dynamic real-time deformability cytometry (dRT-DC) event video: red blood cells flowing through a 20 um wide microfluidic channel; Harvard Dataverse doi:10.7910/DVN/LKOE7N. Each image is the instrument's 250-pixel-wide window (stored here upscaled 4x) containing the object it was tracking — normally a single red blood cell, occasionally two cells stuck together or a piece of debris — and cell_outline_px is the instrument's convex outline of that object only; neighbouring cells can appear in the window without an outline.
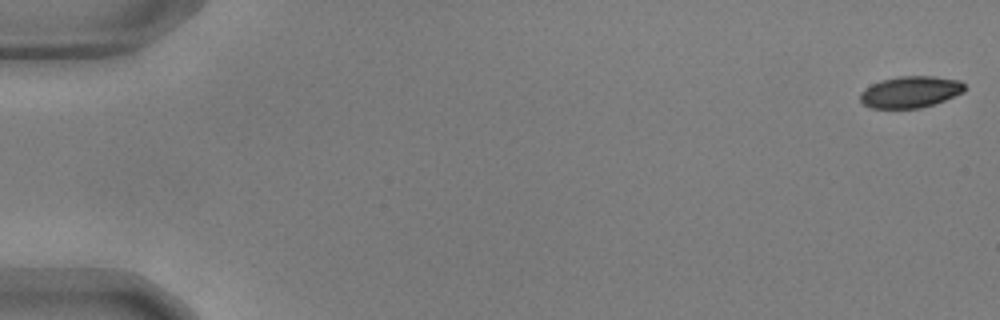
{"species": "common noctule bat (a hibernating species)", "species_latin": "Nyctalus noctula", "temperature_condition": "warm", "stored_images_in_passage": 56, "camera_frame_rate_fps": 3000, "um_per_image_px": 0.085, "animal": {"sex": "male", "body_mass_g": 17.9, "forearm_length_mm": 54.2}, "frame": {"image": 1, "passage_image": 1, "time_ms": 0.0, "image_size_px": [1000, 320], "cell_outline_px": [[964, 92], [944, 100], [920, 108], [872, 108], [864, 104], [860, 100], [860, 92], [872, 84], [880, 80], [900, 76], [932, 76], [960, 80], [964, 84]], "centroid_in_image_um": [77.37, 7.81], "position_along_channel_um": 7.6, "area_um2": 19.07}}
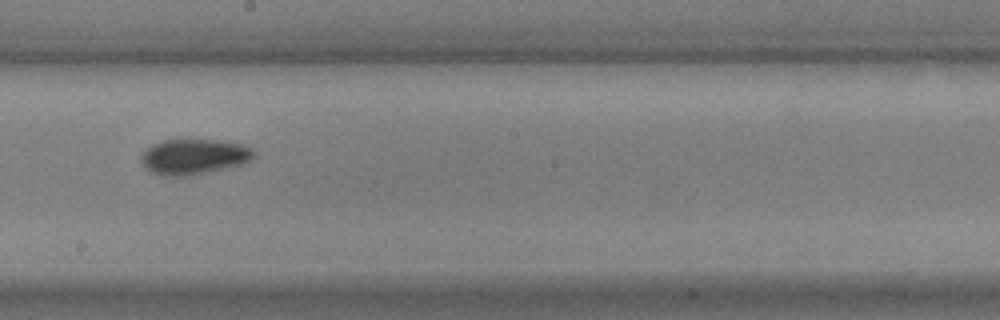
{"frame": {"image": 2, "passage_image": 32, "time_ms": 10.333, "image_size_px": [1000, 320], "cell_outline_px": [[256, 156], [240, 164], [188, 176], [164, 176], [152, 172], [140, 160], [140, 156], [152, 144], [160, 140], [216, 140], [240, 144], [252, 148]], "centroid_in_image_um": [16.45, 13.31], "position_along_channel_um": 231.7, "area_um2": 22.83}}
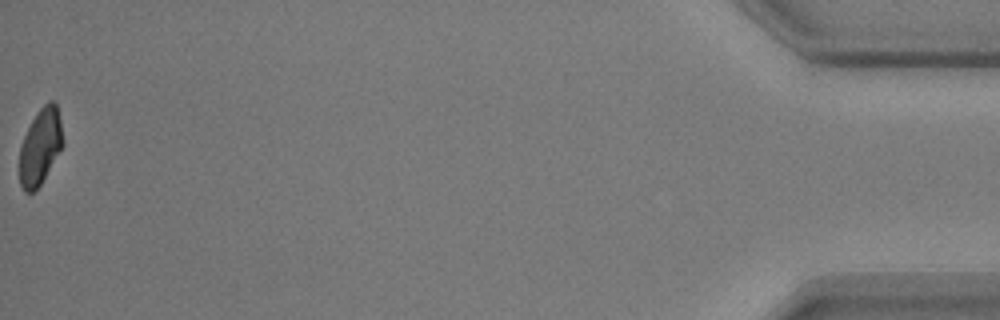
{"frame": {"image": 3, "passage_image": 56, "time_ms": 18.333, "image_size_px": [1000, 320], "cell_outline_px": [[64, 144], [40, 184], [32, 192], [24, 192], [20, 184], [20, 148], [24, 136], [36, 112], [48, 100], [52, 100], [56, 104], [60, 120], [64, 140]], "centroid_in_image_um": [3.43, 12.43], "position_along_channel_um": 431.8, "area_um2": 18.96}, "authors_computed_cell_mechanics": {"area_um2": 21.0392, "velocity_mm_per_s": 3.657, "shape_relaxation_time_tau1_ms": 3.746, "shape_relaxation_time_tau2_ms": 4.841, "deformation_change_tau1": 0.1274, "deformation_change_tau2": 0.0699}}